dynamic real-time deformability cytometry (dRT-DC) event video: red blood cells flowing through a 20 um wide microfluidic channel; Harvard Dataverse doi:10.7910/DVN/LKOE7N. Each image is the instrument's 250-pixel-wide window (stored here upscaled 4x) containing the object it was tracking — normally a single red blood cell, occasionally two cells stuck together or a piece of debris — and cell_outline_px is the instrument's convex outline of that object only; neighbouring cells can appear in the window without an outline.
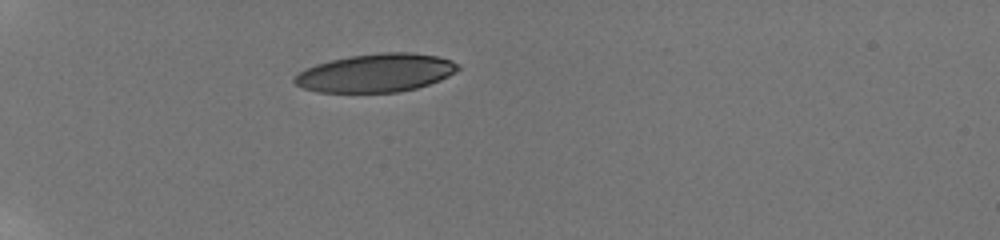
{"species": "human", "species_latin": "Homo sapiens", "temperature_condition": "room temperature", "stored_images_in_passage": 17, "camera_frame_rate_fps": 3000, "um_per_image_px": 0.085, "donor": {"sex": "male"}, "frame": {"image": 1, "passage_image": 1, "time_ms": 0.0, "image_size_px": [1000, 240], "cell_outline_px": [[460, 68], [448, 76], [440, 80], [416, 88], [400, 92], [316, 92], [304, 88], [296, 84], [292, 80], [300, 72], [316, 64], [348, 56], [380, 52], [412, 52], [436, 56], [452, 60], [460, 64]], "centroid_in_image_um": [31.98, 6.19], "position_along_channel_um": 53.0, "area_um2": 36.41}}